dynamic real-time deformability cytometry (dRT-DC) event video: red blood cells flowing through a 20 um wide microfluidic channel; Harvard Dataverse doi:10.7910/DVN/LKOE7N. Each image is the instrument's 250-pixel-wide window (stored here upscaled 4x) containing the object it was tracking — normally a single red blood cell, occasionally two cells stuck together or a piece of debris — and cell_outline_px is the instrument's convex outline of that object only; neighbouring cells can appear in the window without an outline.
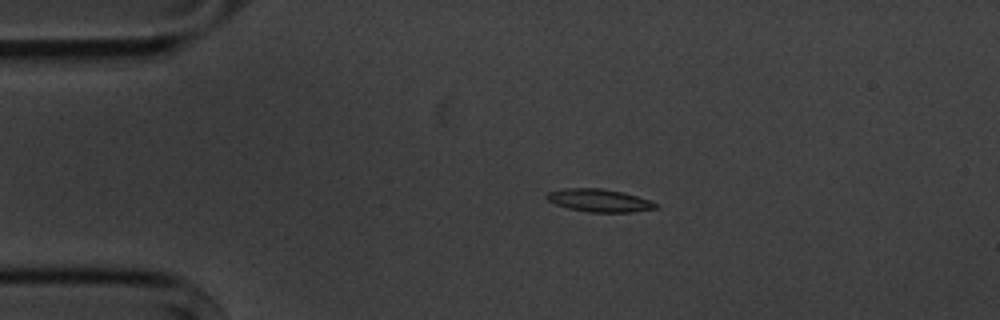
{"species": "common noctule bat (a hibernating species)", "species_latin": "Nyctalus noctula", "temperature_condition": "cold", "stored_images_in_passage": 3, "camera_frame_rate_fps": 3000, "um_per_image_px": 0.085, "animal": {"sex": "male", "body_mass_g": 20.1, "forearm_length_mm": 53.5}, "frame": {"image": 1, "passage_image": 2, "time_ms": 1.0, "image_size_px": [1000, 320], "cell_outline_px": [[656, 208], [632, 212], [588, 212], [568, 208], [556, 204], [548, 200], [544, 196], [548, 192], [564, 188], [600, 188], [620, 192], [636, 196], [648, 200], [656, 204]], "centroid_in_image_um": [50.87, 17.04], "position_along_channel_um": 34.1, "area_um2": 14.22}}